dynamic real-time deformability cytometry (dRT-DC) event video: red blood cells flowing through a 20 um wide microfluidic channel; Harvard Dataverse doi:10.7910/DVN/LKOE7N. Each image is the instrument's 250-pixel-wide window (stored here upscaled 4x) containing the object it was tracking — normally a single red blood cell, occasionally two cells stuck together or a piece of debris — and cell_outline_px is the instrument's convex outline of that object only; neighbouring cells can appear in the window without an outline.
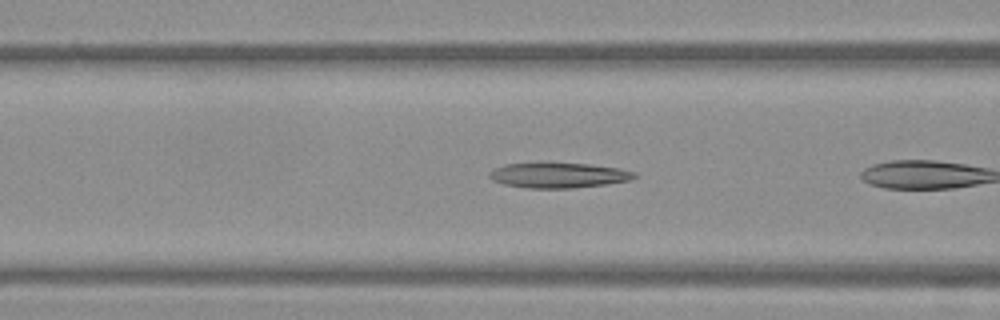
{"species": "Egyptian fruit bat (a non-hibernating species)", "species_latin": "Rousettus aegyptiacus", "temperature_condition": "warm", "stored_images_in_passage": 5, "camera_frame_rate_fps": 3000, "um_per_image_px": 0.085, "frame": {"image": 1, "passage_image": 4, "time_ms": 1.0, "image_size_px": [1000, 320], "cell_outline_px": [[636, 176], [632, 180], [604, 184], [572, 188], [528, 188], [504, 184], [492, 180], [488, 176], [488, 172], [504, 164], [588, 164], [620, 168], [636, 172]], "centroid_in_image_um": [47.49, 14.91], "position_along_channel_um": 119.1, "area_um2": 20.92}}